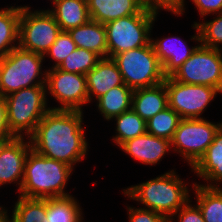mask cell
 I'll return each instance as SVG.
<instances>
[{
  "label": "cell",
  "instance_id": "cell-1",
  "mask_svg": "<svg viewBox=\"0 0 222 222\" xmlns=\"http://www.w3.org/2000/svg\"><path fill=\"white\" fill-rule=\"evenodd\" d=\"M83 111L50 109L29 137L38 154L74 168L88 154Z\"/></svg>",
  "mask_w": 222,
  "mask_h": 222
},
{
  "label": "cell",
  "instance_id": "cell-2",
  "mask_svg": "<svg viewBox=\"0 0 222 222\" xmlns=\"http://www.w3.org/2000/svg\"><path fill=\"white\" fill-rule=\"evenodd\" d=\"M188 183L180 178L173 169L137 185L122 190L130 200L141 203L144 209H150L170 219L191 198Z\"/></svg>",
  "mask_w": 222,
  "mask_h": 222
},
{
  "label": "cell",
  "instance_id": "cell-3",
  "mask_svg": "<svg viewBox=\"0 0 222 222\" xmlns=\"http://www.w3.org/2000/svg\"><path fill=\"white\" fill-rule=\"evenodd\" d=\"M74 168L44 157L31 149L26 157L19 196L25 198H61L71 196L65 190Z\"/></svg>",
  "mask_w": 222,
  "mask_h": 222
},
{
  "label": "cell",
  "instance_id": "cell-4",
  "mask_svg": "<svg viewBox=\"0 0 222 222\" xmlns=\"http://www.w3.org/2000/svg\"><path fill=\"white\" fill-rule=\"evenodd\" d=\"M43 55L19 46L0 58V95L6 97L23 88L46 84Z\"/></svg>",
  "mask_w": 222,
  "mask_h": 222
},
{
  "label": "cell",
  "instance_id": "cell-5",
  "mask_svg": "<svg viewBox=\"0 0 222 222\" xmlns=\"http://www.w3.org/2000/svg\"><path fill=\"white\" fill-rule=\"evenodd\" d=\"M46 85L23 88L5 97L7 123L14 137L29 138L50 110Z\"/></svg>",
  "mask_w": 222,
  "mask_h": 222
},
{
  "label": "cell",
  "instance_id": "cell-6",
  "mask_svg": "<svg viewBox=\"0 0 222 222\" xmlns=\"http://www.w3.org/2000/svg\"><path fill=\"white\" fill-rule=\"evenodd\" d=\"M160 10L147 6L141 13L118 18L105 23L107 57L146 46L151 41V31Z\"/></svg>",
  "mask_w": 222,
  "mask_h": 222
},
{
  "label": "cell",
  "instance_id": "cell-7",
  "mask_svg": "<svg viewBox=\"0 0 222 222\" xmlns=\"http://www.w3.org/2000/svg\"><path fill=\"white\" fill-rule=\"evenodd\" d=\"M112 59L118 66L123 83L133 90L165 81L166 76L151 42L146 46L116 54Z\"/></svg>",
  "mask_w": 222,
  "mask_h": 222
},
{
  "label": "cell",
  "instance_id": "cell-8",
  "mask_svg": "<svg viewBox=\"0 0 222 222\" xmlns=\"http://www.w3.org/2000/svg\"><path fill=\"white\" fill-rule=\"evenodd\" d=\"M222 122L214 123L204 118L181 119L173 138L172 151L179 153L192 168L204 155Z\"/></svg>",
  "mask_w": 222,
  "mask_h": 222
},
{
  "label": "cell",
  "instance_id": "cell-9",
  "mask_svg": "<svg viewBox=\"0 0 222 222\" xmlns=\"http://www.w3.org/2000/svg\"><path fill=\"white\" fill-rule=\"evenodd\" d=\"M61 31L47 9L32 11L29 6H21L18 34L20 48L44 56Z\"/></svg>",
  "mask_w": 222,
  "mask_h": 222
},
{
  "label": "cell",
  "instance_id": "cell-10",
  "mask_svg": "<svg viewBox=\"0 0 222 222\" xmlns=\"http://www.w3.org/2000/svg\"><path fill=\"white\" fill-rule=\"evenodd\" d=\"M171 77L185 84L211 86L222 94V50L200 44Z\"/></svg>",
  "mask_w": 222,
  "mask_h": 222
},
{
  "label": "cell",
  "instance_id": "cell-11",
  "mask_svg": "<svg viewBox=\"0 0 222 222\" xmlns=\"http://www.w3.org/2000/svg\"><path fill=\"white\" fill-rule=\"evenodd\" d=\"M168 93V106L182 119L203 118L205 110L220 92L211 86L185 84L174 80L171 76L165 78Z\"/></svg>",
  "mask_w": 222,
  "mask_h": 222
},
{
  "label": "cell",
  "instance_id": "cell-12",
  "mask_svg": "<svg viewBox=\"0 0 222 222\" xmlns=\"http://www.w3.org/2000/svg\"><path fill=\"white\" fill-rule=\"evenodd\" d=\"M45 85L47 95L60 103L58 107L51 106L52 110L84 111L82 107L89 104L86 75L47 69Z\"/></svg>",
  "mask_w": 222,
  "mask_h": 222
},
{
  "label": "cell",
  "instance_id": "cell-13",
  "mask_svg": "<svg viewBox=\"0 0 222 222\" xmlns=\"http://www.w3.org/2000/svg\"><path fill=\"white\" fill-rule=\"evenodd\" d=\"M32 149L27 137H14L0 143V187L14 183L19 193L24 178L25 161Z\"/></svg>",
  "mask_w": 222,
  "mask_h": 222
},
{
  "label": "cell",
  "instance_id": "cell-14",
  "mask_svg": "<svg viewBox=\"0 0 222 222\" xmlns=\"http://www.w3.org/2000/svg\"><path fill=\"white\" fill-rule=\"evenodd\" d=\"M196 30V35H192L190 40L196 42V46L188 47L185 41L178 36H168L163 38H152L151 44L162 65L163 73L166 77L171 76L196 50L200 43V34L196 22L192 24ZM198 44V45H197Z\"/></svg>",
  "mask_w": 222,
  "mask_h": 222
},
{
  "label": "cell",
  "instance_id": "cell-15",
  "mask_svg": "<svg viewBox=\"0 0 222 222\" xmlns=\"http://www.w3.org/2000/svg\"><path fill=\"white\" fill-rule=\"evenodd\" d=\"M124 153L142 164L153 166L171 151V141L149 133L124 142L119 147Z\"/></svg>",
  "mask_w": 222,
  "mask_h": 222
},
{
  "label": "cell",
  "instance_id": "cell-16",
  "mask_svg": "<svg viewBox=\"0 0 222 222\" xmlns=\"http://www.w3.org/2000/svg\"><path fill=\"white\" fill-rule=\"evenodd\" d=\"M86 78L89 103L97 100L110 89L124 84L116 62L109 57L101 58L86 74Z\"/></svg>",
  "mask_w": 222,
  "mask_h": 222
},
{
  "label": "cell",
  "instance_id": "cell-17",
  "mask_svg": "<svg viewBox=\"0 0 222 222\" xmlns=\"http://www.w3.org/2000/svg\"><path fill=\"white\" fill-rule=\"evenodd\" d=\"M197 177L204 179V187L221 188L222 183V126L214 136L212 144L191 168Z\"/></svg>",
  "mask_w": 222,
  "mask_h": 222
},
{
  "label": "cell",
  "instance_id": "cell-18",
  "mask_svg": "<svg viewBox=\"0 0 222 222\" xmlns=\"http://www.w3.org/2000/svg\"><path fill=\"white\" fill-rule=\"evenodd\" d=\"M90 19L105 24L109 21L141 13L144 0H87Z\"/></svg>",
  "mask_w": 222,
  "mask_h": 222
},
{
  "label": "cell",
  "instance_id": "cell-19",
  "mask_svg": "<svg viewBox=\"0 0 222 222\" xmlns=\"http://www.w3.org/2000/svg\"><path fill=\"white\" fill-rule=\"evenodd\" d=\"M167 107L168 93L164 82L133 91L132 109L145 121Z\"/></svg>",
  "mask_w": 222,
  "mask_h": 222
},
{
  "label": "cell",
  "instance_id": "cell-20",
  "mask_svg": "<svg viewBox=\"0 0 222 222\" xmlns=\"http://www.w3.org/2000/svg\"><path fill=\"white\" fill-rule=\"evenodd\" d=\"M51 3L53 6L47 11L62 31H69L90 20L87 0H53Z\"/></svg>",
  "mask_w": 222,
  "mask_h": 222
},
{
  "label": "cell",
  "instance_id": "cell-21",
  "mask_svg": "<svg viewBox=\"0 0 222 222\" xmlns=\"http://www.w3.org/2000/svg\"><path fill=\"white\" fill-rule=\"evenodd\" d=\"M68 32L76 47L93 51L101 58L107 57V38L104 24L90 19L87 23L70 29Z\"/></svg>",
  "mask_w": 222,
  "mask_h": 222
},
{
  "label": "cell",
  "instance_id": "cell-22",
  "mask_svg": "<svg viewBox=\"0 0 222 222\" xmlns=\"http://www.w3.org/2000/svg\"><path fill=\"white\" fill-rule=\"evenodd\" d=\"M133 91L125 84L110 89L96 100L97 111L108 122L113 121L114 117L132 109Z\"/></svg>",
  "mask_w": 222,
  "mask_h": 222
},
{
  "label": "cell",
  "instance_id": "cell-23",
  "mask_svg": "<svg viewBox=\"0 0 222 222\" xmlns=\"http://www.w3.org/2000/svg\"><path fill=\"white\" fill-rule=\"evenodd\" d=\"M21 6L0 9V58L18 47Z\"/></svg>",
  "mask_w": 222,
  "mask_h": 222
},
{
  "label": "cell",
  "instance_id": "cell-24",
  "mask_svg": "<svg viewBox=\"0 0 222 222\" xmlns=\"http://www.w3.org/2000/svg\"><path fill=\"white\" fill-rule=\"evenodd\" d=\"M199 207L205 222H222V187L211 188L192 183Z\"/></svg>",
  "mask_w": 222,
  "mask_h": 222
},
{
  "label": "cell",
  "instance_id": "cell-25",
  "mask_svg": "<svg viewBox=\"0 0 222 222\" xmlns=\"http://www.w3.org/2000/svg\"><path fill=\"white\" fill-rule=\"evenodd\" d=\"M76 197L47 198L45 222H77L84 214Z\"/></svg>",
  "mask_w": 222,
  "mask_h": 222
},
{
  "label": "cell",
  "instance_id": "cell-26",
  "mask_svg": "<svg viewBox=\"0 0 222 222\" xmlns=\"http://www.w3.org/2000/svg\"><path fill=\"white\" fill-rule=\"evenodd\" d=\"M113 119L116 122V135H112V141L118 146V148L124 142L147 132L146 121L143 120L133 109L123 112Z\"/></svg>",
  "mask_w": 222,
  "mask_h": 222
},
{
  "label": "cell",
  "instance_id": "cell-27",
  "mask_svg": "<svg viewBox=\"0 0 222 222\" xmlns=\"http://www.w3.org/2000/svg\"><path fill=\"white\" fill-rule=\"evenodd\" d=\"M10 215L13 222H45L47 199L25 198L18 195Z\"/></svg>",
  "mask_w": 222,
  "mask_h": 222
},
{
  "label": "cell",
  "instance_id": "cell-28",
  "mask_svg": "<svg viewBox=\"0 0 222 222\" xmlns=\"http://www.w3.org/2000/svg\"><path fill=\"white\" fill-rule=\"evenodd\" d=\"M181 117L169 106L146 121L147 133L171 141Z\"/></svg>",
  "mask_w": 222,
  "mask_h": 222
},
{
  "label": "cell",
  "instance_id": "cell-29",
  "mask_svg": "<svg viewBox=\"0 0 222 222\" xmlns=\"http://www.w3.org/2000/svg\"><path fill=\"white\" fill-rule=\"evenodd\" d=\"M100 59L101 57L95 52L77 47L57 68L66 72L86 75Z\"/></svg>",
  "mask_w": 222,
  "mask_h": 222
},
{
  "label": "cell",
  "instance_id": "cell-30",
  "mask_svg": "<svg viewBox=\"0 0 222 222\" xmlns=\"http://www.w3.org/2000/svg\"><path fill=\"white\" fill-rule=\"evenodd\" d=\"M213 20H203L196 22L200 43L203 46L222 50V13L215 14ZM221 44V46H220Z\"/></svg>",
  "mask_w": 222,
  "mask_h": 222
},
{
  "label": "cell",
  "instance_id": "cell-31",
  "mask_svg": "<svg viewBox=\"0 0 222 222\" xmlns=\"http://www.w3.org/2000/svg\"><path fill=\"white\" fill-rule=\"evenodd\" d=\"M76 44L72 40L68 31H61L55 42L45 53L44 58L49 57L54 60V64L48 69L57 68L62 61L76 49Z\"/></svg>",
  "mask_w": 222,
  "mask_h": 222
},
{
  "label": "cell",
  "instance_id": "cell-32",
  "mask_svg": "<svg viewBox=\"0 0 222 222\" xmlns=\"http://www.w3.org/2000/svg\"><path fill=\"white\" fill-rule=\"evenodd\" d=\"M127 207V214L129 222H169V219L164 215L154 212L150 209H144L141 207Z\"/></svg>",
  "mask_w": 222,
  "mask_h": 222
},
{
  "label": "cell",
  "instance_id": "cell-33",
  "mask_svg": "<svg viewBox=\"0 0 222 222\" xmlns=\"http://www.w3.org/2000/svg\"><path fill=\"white\" fill-rule=\"evenodd\" d=\"M191 203L190 199L169 219V222H205L199 207ZM175 218L177 219L175 220Z\"/></svg>",
  "mask_w": 222,
  "mask_h": 222
},
{
  "label": "cell",
  "instance_id": "cell-34",
  "mask_svg": "<svg viewBox=\"0 0 222 222\" xmlns=\"http://www.w3.org/2000/svg\"><path fill=\"white\" fill-rule=\"evenodd\" d=\"M147 6L158 10L170 11L176 16L183 15L186 10V0H144Z\"/></svg>",
  "mask_w": 222,
  "mask_h": 222
},
{
  "label": "cell",
  "instance_id": "cell-35",
  "mask_svg": "<svg viewBox=\"0 0 222 222\" xmlns=\"http://www.w3.org/2000/svg\"><path fill=\"white\" fill-rule=\"evenodd\" d=\"M200 17L222 13V0H191Z\"/></svg>",
  "mask_w": 222,
  "mask_h": 222
},
{
  "label": "cell",
  "instance_id": "cell-36",
  "mask_svg": "<svg viewBox=\"0 0 222 222\" xmlns=\"http://www.w3.org/2000/svg\"><path fill=\"white\" fill-rule=\"evenodd\" d=\"M14 136L10 132L7 123L6 99L0 95V143L13 139Z\"/></svg>",
  "mask_w": 222,
  "mask_h": 222
},
{
  "label": "cell",
  "instance_id": "cell-37",
  "mask_svg": "<svg viewBox=\"0 0 222 222\" xmlns=\"http://www.w3.org/2000/svg\"><path fill=\"white\" fill-rule=\"evenodd\" d=\"M0 222H13L11 215L4 206H0Z\"/></svg>",
  "mask_w": 222,
  "mask_h": 222
},
{
  "label": "cell",
  "instance_id": "cell-38",
  "mask_svg": "<svg viewBox=\"0 0 222 222\" xmlns=\"http://www.w3.org/2000/svg\"><path fill=\"white\" fill-rule=\"evenodd\" d=\"M84 216H82L77 222H84Z\"/></svg>",
  "mask_w": 222,
  "mask_h": 222
}]
</instances>
